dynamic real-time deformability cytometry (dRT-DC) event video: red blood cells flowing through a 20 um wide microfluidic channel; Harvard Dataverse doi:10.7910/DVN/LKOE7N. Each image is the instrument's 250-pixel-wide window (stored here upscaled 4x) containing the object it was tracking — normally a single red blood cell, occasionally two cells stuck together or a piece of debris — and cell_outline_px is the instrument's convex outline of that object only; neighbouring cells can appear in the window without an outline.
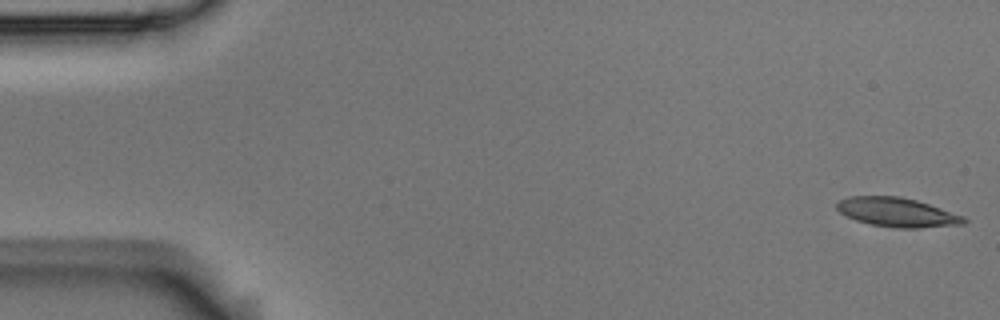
{"species": "Egyptian fruit bat (a non-hibernating species)", "species_latin": "Rousettus aegyptiacus", "temperature_condition": "room temperature", "stored_images_in_passage": 4, "camera_frame_rate_fps": 3000, "um_per_image_px": 0.085, "animal": {"sex": "male"}, "frame": {"image": 1, "passage_image": 1, "time_ms": 0.0, "image_size_px": [1000, 320], "cell_outline_px": [[968, 220], [964, 224], [920, 228], [896, 228], [872, 224], [856, 220], [840, 212], [836, 208], [836, 204], [840, 200], [848, 196], [900, 196], [916, 200], [964, 216]], "centroid_in_image_um": [76.26, 18.04], "position_along_channel_um": 8.7, "area_um2": 21.44}}